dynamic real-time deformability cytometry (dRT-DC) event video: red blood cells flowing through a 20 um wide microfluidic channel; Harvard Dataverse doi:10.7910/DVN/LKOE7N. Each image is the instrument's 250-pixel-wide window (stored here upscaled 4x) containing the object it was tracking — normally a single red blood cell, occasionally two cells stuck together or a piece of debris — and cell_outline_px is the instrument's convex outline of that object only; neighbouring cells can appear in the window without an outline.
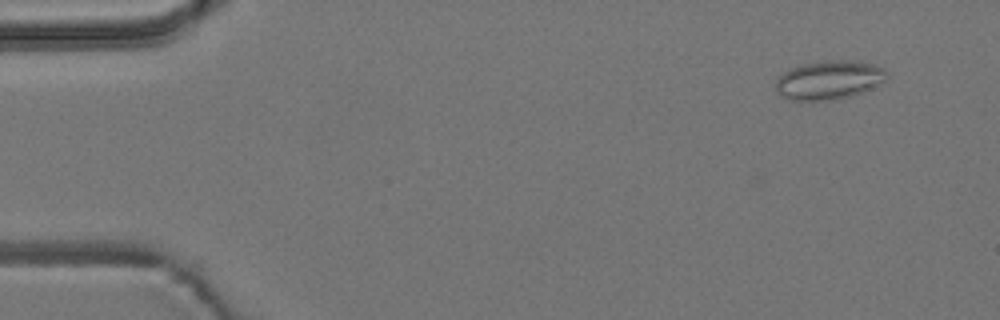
{"species": "common noctule bat (a hibernating species)", "species_latin": "Nyctalus noctula", "temperature_condition": "room temperature", "stored_images_in_passage": 6, "camera_frame_rate_fps": 3000, "um_per_image_px": 0.085, "animal": {"sex": "male", "body_mass_g": 19.2, "forearm_length_mm": 51.8}, "frame": {"image": 1, "passage_image": 2, "time_ms": 1.0, "image_size_px": [1000, 320], "cell_outline_px": [[888, 76], [884, 80], [852, 96], [832, 100], [792, 100], [780, 96], [776, 88], [776, 80], [784, 72], [800, 64], [824, 60], [856, 60], [872, 64], [884, 68], [888, 72]], "centroid_in_image_um": [70.45, 6.78], "position_along_channel_um": 14.6, "area_um2": 25.03}}